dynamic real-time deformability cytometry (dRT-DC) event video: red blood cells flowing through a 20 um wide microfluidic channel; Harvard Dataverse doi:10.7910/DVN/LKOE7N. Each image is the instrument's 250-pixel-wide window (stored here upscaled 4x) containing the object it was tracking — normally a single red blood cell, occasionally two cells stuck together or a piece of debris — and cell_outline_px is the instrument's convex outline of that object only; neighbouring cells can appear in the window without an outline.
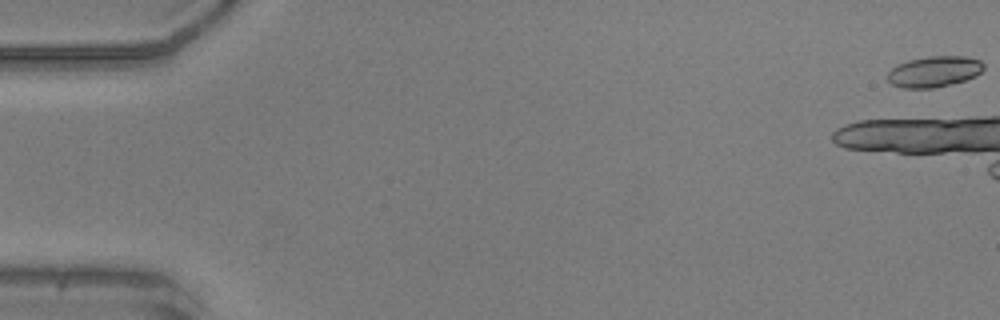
{"species": "common noctule bat (a hibernating species)", "species_latin": "Nyctalus noctula", "temperature_condition": "warm", "stored_images_in_passage": 6, "camera_frame_rate_fps": 3000, "um_per_image_px": 0.085, "animal": {"sex": "male", "body_mass_g": 20.5, "forearm_length_mm": 52.5}, "frame": {"image": 1, "passage_image": 1, "time_ms": 0.0, "image_size_px": [1000, 320], "cell_outline_px": [[984, 68], [976, 76], [964, 80], [932, 88], [904, 88], [892, 84], [888, 80], [888, 72], [896, 64], [908, 60], [928, 56], [968, 56], [980, 60], [984, 64]], "centroid_in_image_um": [79.4, 6.06], "position_along_channel_um": 5.6, "area_um2": 17.28}}